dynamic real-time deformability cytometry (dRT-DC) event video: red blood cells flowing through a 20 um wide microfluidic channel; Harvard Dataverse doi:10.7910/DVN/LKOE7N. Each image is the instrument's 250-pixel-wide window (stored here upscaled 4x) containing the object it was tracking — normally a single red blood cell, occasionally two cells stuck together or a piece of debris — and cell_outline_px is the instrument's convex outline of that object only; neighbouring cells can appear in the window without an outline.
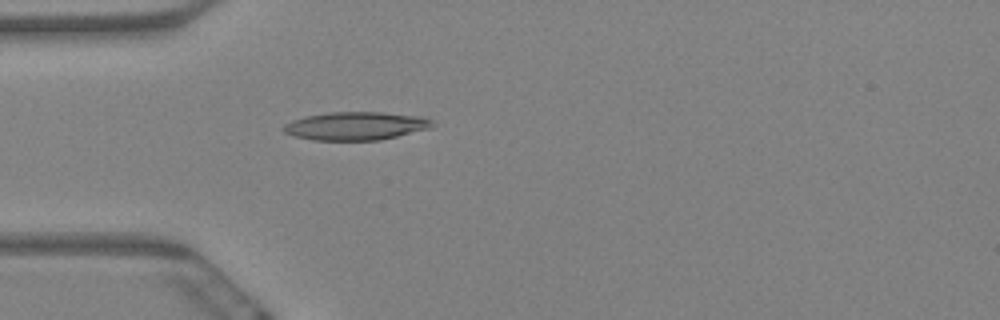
{"species": "Egyptian fruit bat (a non-hibernating species)", "species_latin": "Rousettus aegyptiacus", "temperature_condition": "warm", "stored_images_in_passage": 5, "camera_frame_rate_fps": 3000, "um_per_image_px": 0.085, "animal": {"sex": "female"}, "frame": {"image": 1, "passage_image": 5, "time_ms": 1.333, "image_size_px": [1000, 320], "cell_outline_px": [[436, 124], [432, 128], [380, 140], [312, 140], [296, 136], [284, 132], [280, 128], [284, 124], [292, 120], [304, 116], [328, 112], [384, 112], [420, 116], [432, 120]], "centroid_in_image_um": [30.25, 10.7], "position_along_channel_um": 54.8, "area_um2": 24.68}}